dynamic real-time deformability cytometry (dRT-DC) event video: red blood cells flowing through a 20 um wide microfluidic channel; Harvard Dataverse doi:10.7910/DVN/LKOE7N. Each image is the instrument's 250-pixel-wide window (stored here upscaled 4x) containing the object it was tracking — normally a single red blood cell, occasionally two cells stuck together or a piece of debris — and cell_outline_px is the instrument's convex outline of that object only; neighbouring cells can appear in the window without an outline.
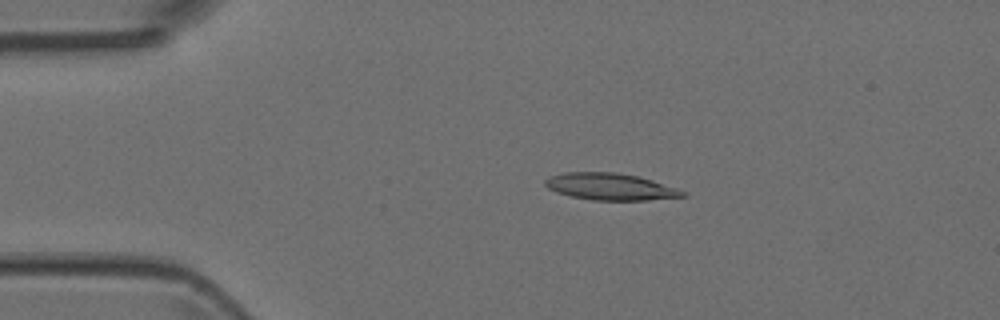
{"species": "Egyptian fruit bat (a non-hibernating species)", "species_latin": "Rousettus aegyptiacus", "temperature_condition": "room temperature", "stored_images_in_passage": 3, "camera_frame_rate_fps": 3000, "um_per_image_px": 0.085, "animal": {"sex": "female"}, "frame": {"image": 1, "passage_image": 2, "time_ms": 0.333, "image_size_px": [1000, 320], "cell_outline_px": [[688, 196], [648, 200], [592, 200], [572, 196], [556, 192], [548, 188], [544, 184], [544, 180], [548, 176], [564, 172], [616, 172], [640, 176], [688, 192]], "centroid_in_image_um": [51.88, 15.86], "position_along_channel_um": 33.1, "area_um2": 21.68}}